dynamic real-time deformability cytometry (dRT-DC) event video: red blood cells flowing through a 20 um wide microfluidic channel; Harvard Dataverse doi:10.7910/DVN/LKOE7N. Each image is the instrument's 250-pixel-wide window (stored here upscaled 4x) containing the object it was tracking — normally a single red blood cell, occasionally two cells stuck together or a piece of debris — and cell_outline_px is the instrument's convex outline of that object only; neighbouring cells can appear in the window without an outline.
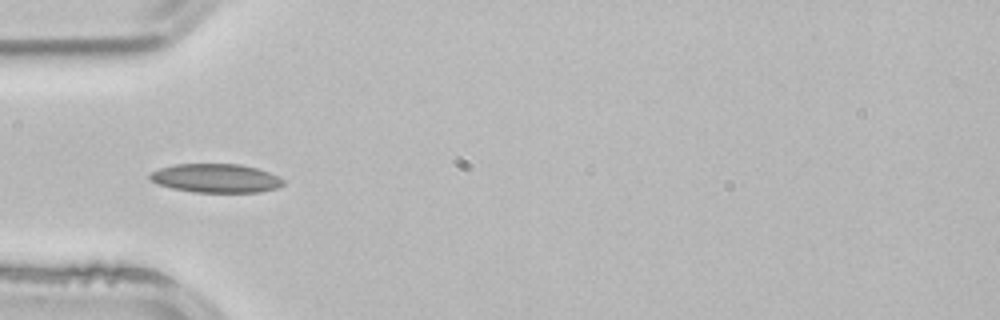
{"species": "common noctule bat (a hibernating species)", "species_latin": "Nyctalus noctula", "temperature_condition": "room temperature", "stored_images_in_passage": 7, "camera_frame_rate_fps": 3000, "um_per_image_px": 0.085, "animal": {"sex": "male", "body_mass_g": 21.5, "forearm_length_mm": 52.0}, "frame": {"image": 1, "passage_image": 2, "time_ms": 0.333, "image_size_px": [1000, 320], "cell_outline_px": [[284, 184], [276, 188], [260, 192], [192, 192], [172, 188], [160, 184], [152, 180], [148, 176], [152, 172], [160, 168], [172, 164], [240, 164], [256, 168], [268, 172], [284, 180]], "centroid_in_image_um": [18.34, 15.15], "position_along_channel_um": 66.7, "area_um2": 22.2}}